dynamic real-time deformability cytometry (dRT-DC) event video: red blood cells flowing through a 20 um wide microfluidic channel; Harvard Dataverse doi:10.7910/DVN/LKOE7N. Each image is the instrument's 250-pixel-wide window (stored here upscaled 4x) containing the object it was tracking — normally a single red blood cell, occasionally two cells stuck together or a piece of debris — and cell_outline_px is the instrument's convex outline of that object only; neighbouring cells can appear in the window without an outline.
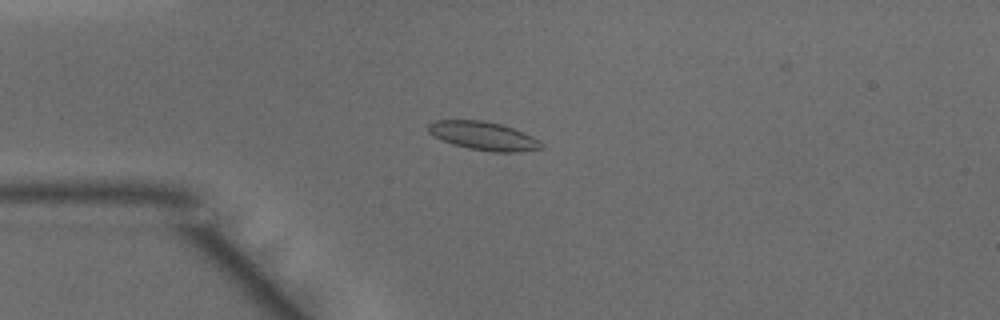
{"species": "common noctule bat (a hibernating species)", "species_latin": "Nyctalus noctula", "temperature_condition": "warm", "stored_images_in_passage": 49, "camera_frame_rate_fps": 3000, "um_per_image_px": 0.085, "animal": {"sex": "male", "body_mass_g": 15.6}, "frame": {"image": 1, "passage_image": 13, "time_ms": 4.0, "image_size_px": [1000, 320], "cell_outline_px": [[544, 148], [516, 152], [492, 152], [468, 148], [452, 144], [428, 132], [428, 124], [436, 120], [484, 120], [500, 124], [512, 128], [532, 136], [540, 140], [544, 144]], "centroid_in_image_um": [41.13, 11.55], "position_along_channel_um": 43.9, "area_um2": 18.67}}
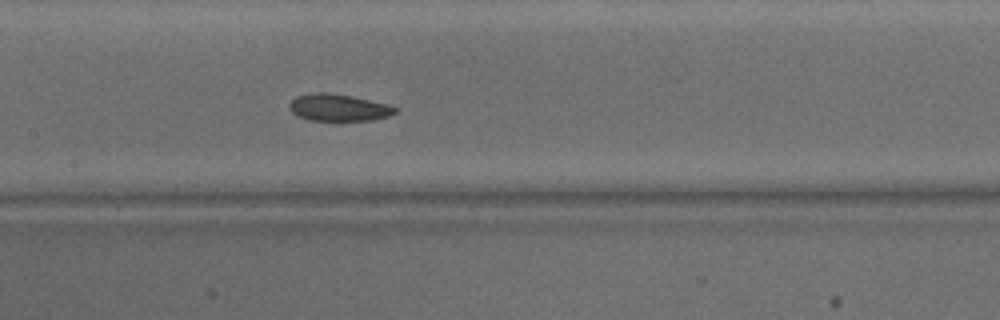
{"frame": {"image": 2, "passage_image": 24, "time_ms": 7.667, "image_size_px": [1000, 320], "cell_outline_px": [[396, 112], [388, 116], [372, 120], [308, 120], [296, 116], [288, 108], [288, 104], [296, 96], [320, 92], [324, 92], [352, 96], [388, 104], [396, 108]], "centroid_in_image_um": [28.74, 9.15], "position_along_channel_um": 178.7, "area_um2": 16.53}}
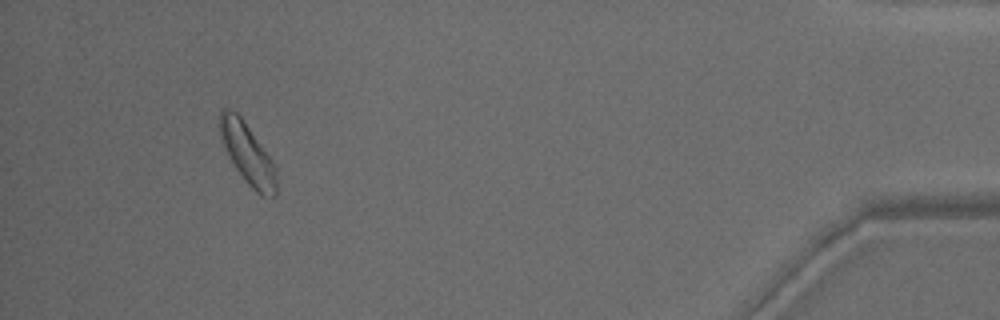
{"frame": {"image": 3, "passage_image": 46, "time_ms": 15.0, "image_size_px": [1000, 320], "cell_outline_px": [[276, 196], [260, 196], [248, 184], [236, 168], [220, 140], [220, 112], [224, 108], [228, 108], [236, 112], [240, 116], [268, 156], [276, 168]], "centroid_in_image_um": [21.03, 13.08], "position_along_channel_um": 414.2, "area_um2": 19.36}, "authors_computed_cell_mechanics": {"area_um2": 17.7446, "velocity_mm_per_s": 4.1371, "shape_relaxation_time_tau1_ms": 6.0054, "shape_relaxation_time_tau2_ms": 4.435, "deformation_change_tau1": 0.1173, "deformation_change_tau2": 0.1049}}